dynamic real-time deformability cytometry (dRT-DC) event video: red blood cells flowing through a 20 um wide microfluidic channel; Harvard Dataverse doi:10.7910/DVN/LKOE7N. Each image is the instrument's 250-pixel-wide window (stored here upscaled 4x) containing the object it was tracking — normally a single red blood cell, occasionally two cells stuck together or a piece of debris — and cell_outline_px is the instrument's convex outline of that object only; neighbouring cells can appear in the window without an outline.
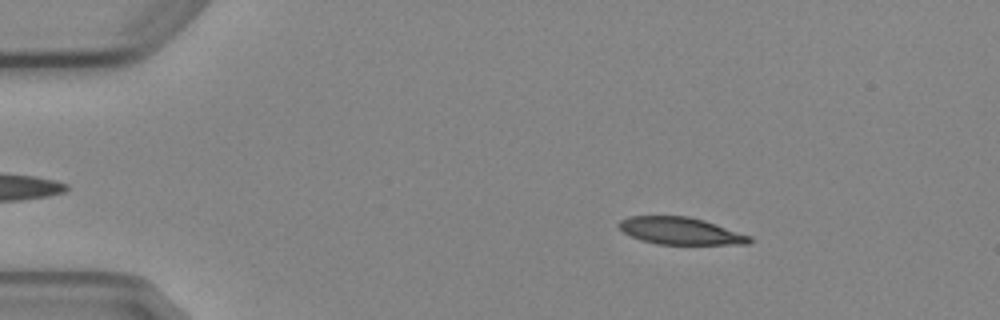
{"species": "Egyptian fruit bat (a non-hibernating species)", "species_latin": "Rousettus aegyptiacus", "temperature_condition": "cold", "stored_images_in_passage": 3, "camera_frame_rate_fps": 3000, "um_per_image_px": 0.085, "animal": {"sex": "female"}, "frame": {"image": 1, "passage_image": 1, "time_ms": 0.0, "image_size_px": [1000, 320], "cell_outline_px": [[752, 240], [748, 244], [656, 244], [640, 240], [624, 232], [616, 224], [620, 220], [628, 216], [688, 216], [704, 220], [752, 236]], "centroid_in_image_um": [57.83, 19.62], "position_along_channel_um": 27.2, "area_um2": 20.69}}